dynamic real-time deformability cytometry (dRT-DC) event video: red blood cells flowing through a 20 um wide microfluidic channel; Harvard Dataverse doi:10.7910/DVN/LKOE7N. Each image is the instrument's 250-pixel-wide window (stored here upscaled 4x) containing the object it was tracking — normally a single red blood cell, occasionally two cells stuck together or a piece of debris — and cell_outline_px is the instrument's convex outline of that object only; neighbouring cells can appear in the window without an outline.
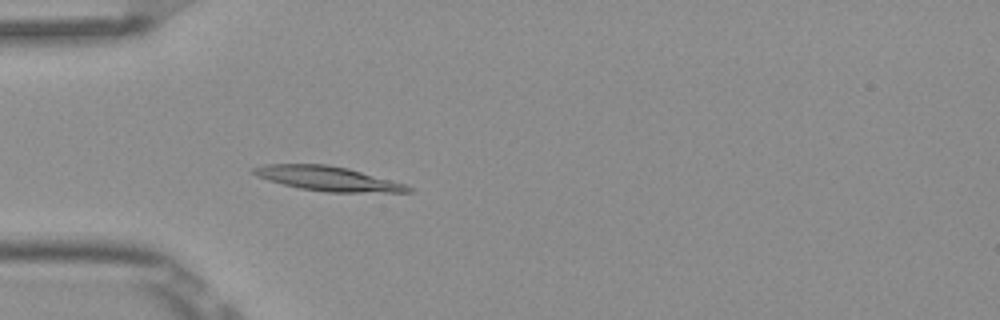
{"species": "Egyptian fruit bat (a non-hibernating species)", "species_latin": "Rousettus aegyptiacus", "temperature_condition": "room temperature", "stored_images_in_passage": 3, "camera_frame_rate_fps": 3000, "um_per_image_px": 0.085, "frame": {"image": 1, "passage_image": 3, "time_ms": 0.667, "image_size_px": [1000, 320], "cell_outline_px": [[412, 192], [328, 192], [300, 188], [268, 180], [256, 176], [252, 172], [252, 168], [264, 164], [328, 164], [348, 168], [404, 184], [412, 188]], "centroid_in_image_um": [27.82, 15.17], "position_along_channel_um": 57.2, "area_um2": 21.79}}